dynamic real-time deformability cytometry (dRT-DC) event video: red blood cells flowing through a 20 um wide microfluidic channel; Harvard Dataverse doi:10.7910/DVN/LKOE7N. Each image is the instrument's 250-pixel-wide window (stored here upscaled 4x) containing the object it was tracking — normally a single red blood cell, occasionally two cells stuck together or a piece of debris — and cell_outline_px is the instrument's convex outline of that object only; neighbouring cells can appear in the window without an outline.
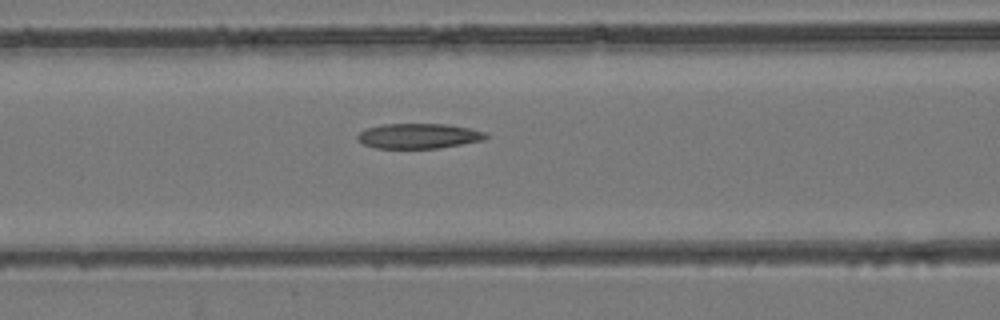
{"species": "common noctule bat (a hibernating species)", "species_latin": "Nyctalus noctula", "temperature_condition": "room temperature", "stored_images_in_passage": 45, "camera_frame_rate_fps": 3000, "um_per_image_px": 0.085, "animal": {"sex": "female", "body_mass_g": 24.6, "forearm_length_mm": 56.2}, "frame": {"image": 1, "passage_image": 19, "time_ms": 6.0, "image_size_px": [1000, 320], "cell_outline_px": [[488, 136], [484, 140], [436, 148], [376, 148], [364, 144], [356, 136], [364, 128], [384, 124], [448, 124], [468, 128], [484, 132]], "centroid_in_image_um": [35.56, 11.55], "position_along_channel_um": 131.0, "area_um2": 18.55}}
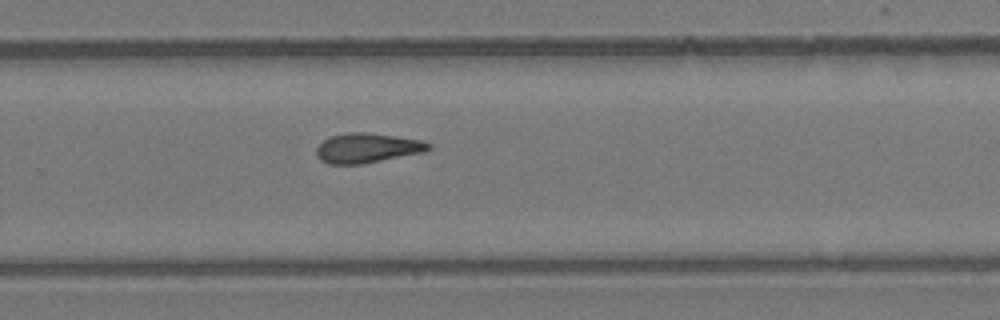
{"frame": {"image": 2, "passage_image": 30, "time_ms": 9.667, "image_size_px": [1000, 320], "cell_outline_px": [[432, 148], [424, 152], [360, 164], [328, 164], [320, 160], [316, 156], [316, 148], [324, 140], [332, 136], [348, 132], [372, 132], [420, 140], [432, 144]], "centroid_in_image_um": [31.21, 12.57], "position_along_channel_um": 298.6, "area_um2": 19.42}}
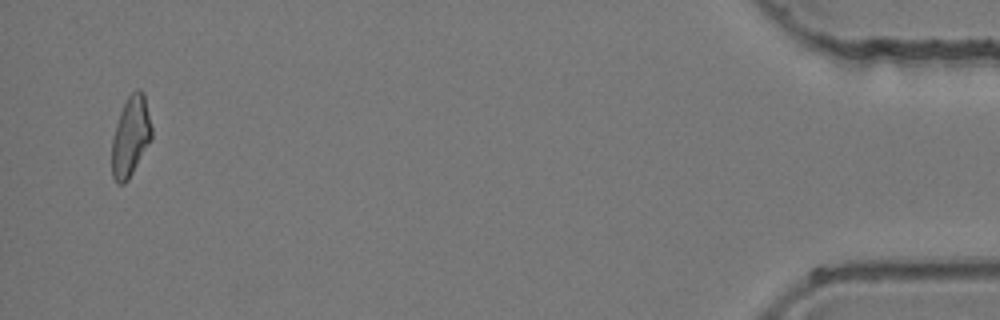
{"frame": {"image": 3, "passage_image": 44, "time_ms": 14.333, "image_size_px": [1000, 320], "cell_outline_px": [[152, 140], [128, 180], [124, 184], [116, 184], [112, 176], [112, 136], [120, 112], [128, 96], [136, 88], [140, 88], [144, 92], [152, 128]], "centroid_in_image_um": [11.11, 11.6], "position_along_channel_um": 424.1, "area_um2": 18.84}}